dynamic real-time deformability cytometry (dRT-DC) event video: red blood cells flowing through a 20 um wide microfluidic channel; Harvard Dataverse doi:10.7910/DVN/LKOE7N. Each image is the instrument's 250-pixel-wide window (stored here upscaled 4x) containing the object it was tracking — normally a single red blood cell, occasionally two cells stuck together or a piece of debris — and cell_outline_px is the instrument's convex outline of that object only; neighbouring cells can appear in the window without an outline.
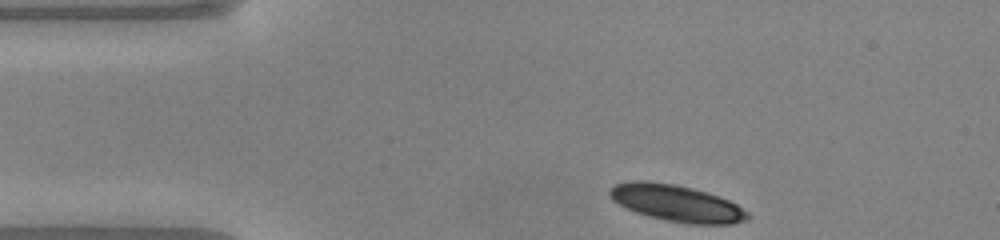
{"species": "common noctule bat (a hibernating species)", "species_latin": "Nyctalus noctula", "temperature_condition": "warm", "stored_images_in_passage": 42, "camera_frame_rate_fps": 3000, "um_per_image_px": 0.085, "animal": {"sex": "male", "body_mass_g": 20.0, "forearm_length_mm": 53.3}, "frame": {"image": 1, "passage_image": 1, "time_ms": 0.0, "image_size_px": [1000, 240], "cell_outline_px": [[748, 220], [732, 224], [688, 224], [648, 216], [636, 212], [612, 200], [608, 192], [616, 184], [632, 180], [644, 180], [676, 184], [692, 188], [728, 200], [736, 204], [748, 212]], "centroid_in_image_um": [57.51, 17.27], "position_along_channel_um": 27.5, "area_um2": 29.13}}